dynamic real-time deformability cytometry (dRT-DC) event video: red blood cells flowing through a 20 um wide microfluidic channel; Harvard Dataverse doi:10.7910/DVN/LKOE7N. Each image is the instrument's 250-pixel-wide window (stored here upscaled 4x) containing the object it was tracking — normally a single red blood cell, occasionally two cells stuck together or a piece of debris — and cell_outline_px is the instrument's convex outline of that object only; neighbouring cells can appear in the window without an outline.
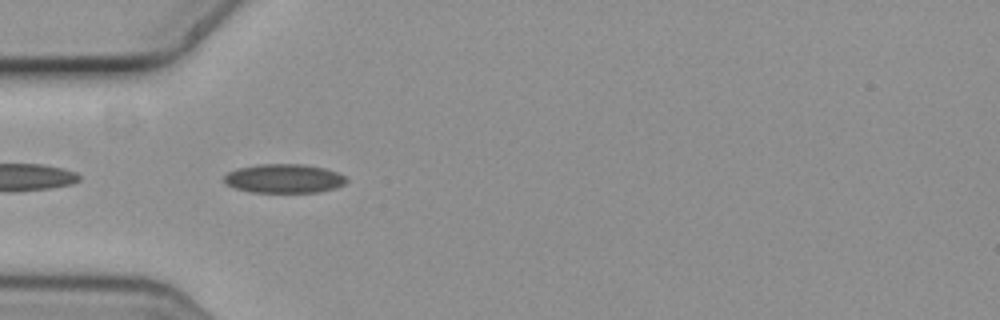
{"species": "common noctule bat (a hibernating species)", "species_latin": "Nyctalus noctula", "temperature_condition": "cold", "stored_images_in_passage": 8, "camera_frame_rate_fps": 3000, "um_per_image_px": 0.085, "animal": {"sex": "female", "body_mass_g": 19.3, "forearm_length_mm": 54.1}, "frame": {"image": 1, "passage_image": 2, "time_ms": 0.333, "image_size_px": [1000, 320], "cell_outline_px": [[348, 180], [344, 184], [336, 188], [320, 192], [248, 192], [236, 188], [228, 184], [224, 180], [224, 176], [228, 172], [236, 168], [256, 164], [300, 164], [324, 168], [336, 172], [344, 176]], "centroid_in_image_um": [24.13, 15.17], "position_along_channel_um": 60.9, "area_um2": 20.63}}
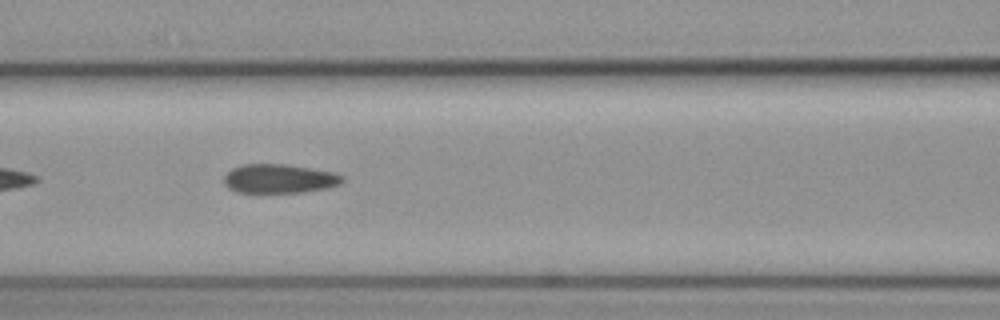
{"frame": {"image": 2, "passage_image": 4, "time_ms": 1.0, "image_size_px": [1000, 320], "cell_outline_px": [[344, 180], [340, 184], [328, 188], [304, 192], [236, 192], [228, 188], [224, 184], [224, 176], [232, 168], [244, 164], [284, 164], [336, 172], [344, 176]], "centroid_in_image_um": [23.76, 15.18], "position_along_channel_um": 142.8, "area_um2": 20.11}}
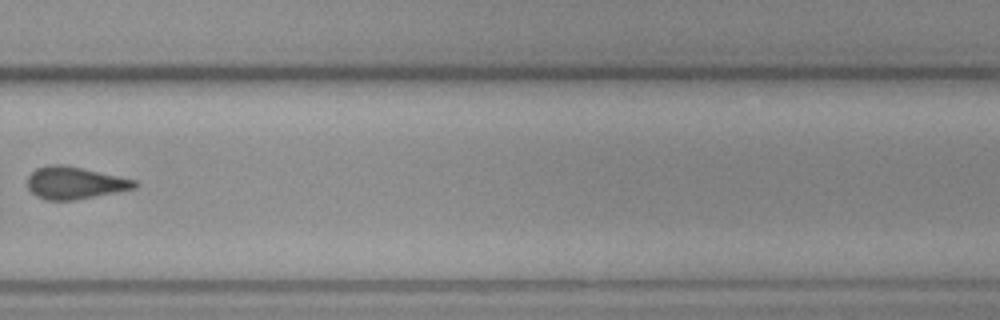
{"frame": {"image": 3, "passage_image": 8, "time_ms": 2.333, "image_size_px": [1000, 320], "cell_outline_px": [[140, 184], [136, 188], [76, 200], [44, 200], [36, 196], [28, 188], [28, 176], [36, 168], [48, 164], [64, 164], [136, 180]], "centroid_in_image_um": [6.35, 15.54], "position_along_channel_um": 323.5, "area_um2": 20.23}}